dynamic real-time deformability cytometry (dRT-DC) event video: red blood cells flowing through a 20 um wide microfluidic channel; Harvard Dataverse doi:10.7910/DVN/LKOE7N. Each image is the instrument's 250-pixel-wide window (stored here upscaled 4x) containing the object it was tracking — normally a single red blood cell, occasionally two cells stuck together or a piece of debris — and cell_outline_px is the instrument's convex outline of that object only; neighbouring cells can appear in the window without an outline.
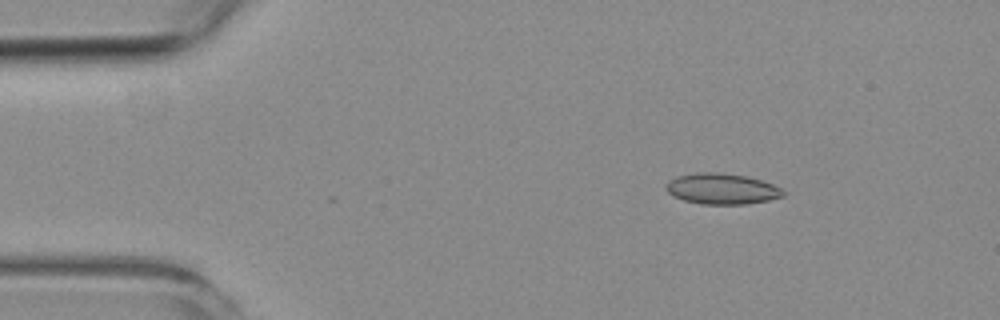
{"species": "common noctule bat (a hibernating species)", "species_latin": "Nyctalus noctula", "temperature_condition": "room temperature", "stored_images_in_passage": 3, "camera_frame_rate_fps": 3000, "um_per_image_px": 0.085, "animal": {"sex": "female", "body_mass_g": 19.3, "forearm_length_mm": 54.1}, "frame": {"image": 1, "passage_image": 1, "time_ms": 0.0, "image_size_px": [1000, 320], "cell_outline_px": [[784, 196], [768, 200], [748, 204], [700, 204], [684, 200], [668, 192], [664, 188], [672, 180], [680, 176], [696, 172], [720, 172], [744, 176], [760, 180], [772, 184], [780, 188], [784, 192]], "centroid_in_image_um": [61.38, 16.05], "position_along_channel_um": 23.6, "area_um2": 20.69}}